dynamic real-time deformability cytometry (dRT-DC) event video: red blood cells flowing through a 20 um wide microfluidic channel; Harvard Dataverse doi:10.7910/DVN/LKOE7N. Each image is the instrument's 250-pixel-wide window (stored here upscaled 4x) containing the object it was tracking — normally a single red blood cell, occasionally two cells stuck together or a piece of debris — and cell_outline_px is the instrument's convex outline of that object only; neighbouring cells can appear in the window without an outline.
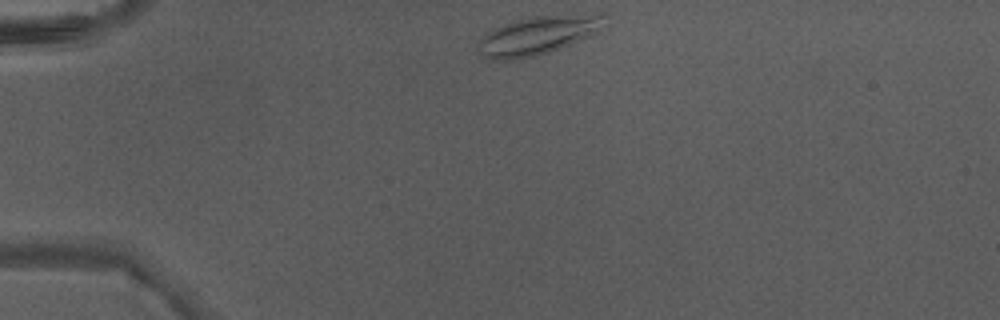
{"species": "Egyptian fruit bat (a non-hibernating species)", "species_latin": "Rousettus aegyptiacus", "temperature_condition": "warm", "stored_images_in_passage": 37, "camera_frame_rate_fps": 3000, "um_per_image_px": 0.085, "animal": {"sex": "male"}, "frame": {"image": 1, "passage_image": 1, "time_ms": 0.0, "image_size_px": [1000, 320], "cell_outline_px": [[604, 16], [600, 32], [560, 48], [536, 56], [512, 60], [492, 60], [476, 52], [476, 44], [488, 32], [512, 20], [528, 16], [600, 12], [604, 12]], "centroid_in_image_um": [45.73, 2.98], "position_along_channel_um": 39.3, "area_um2": 28.96}}
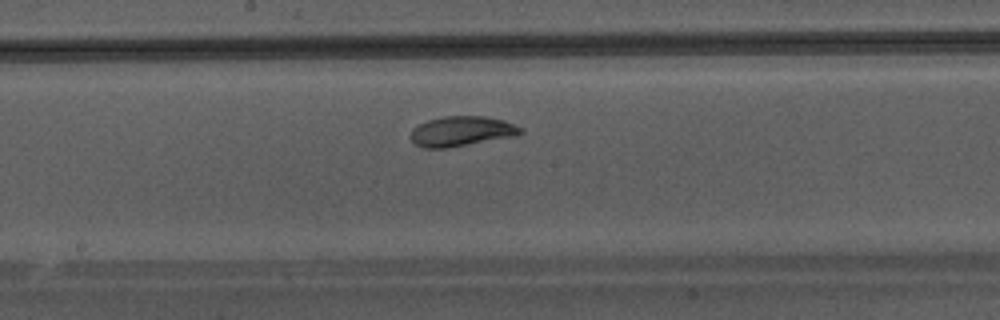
{"frame": {"image": 2, "passage_image": 16, "time_ms": 5.0, "image_size_px": [1000, 320], "cell_outline_px": [[524, 132], [512, 136], [448, 148], [424, 148], [416, 144], [408, 136], [412, 128], [428, 120], [444, 116], [484, 116], [504, 120], [524, 128]], "centroid_in_image_um": [39.21, 11.15], "position_along_channel_um": 209.0, "area_um2": 19.19}}
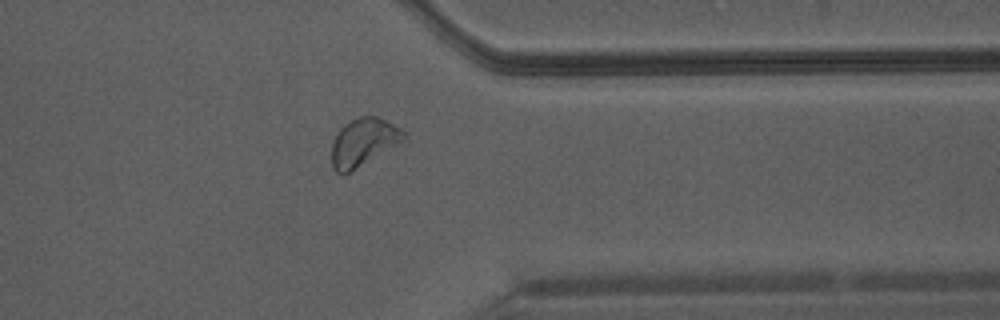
{"frame": {"image": 3, "passage_image": 28, "time_ms": 9.0, "image_size_px": [1000, 320], "cell_outline_px": [[408, 136], [404, 140], [348, 172], [336, 172], [332, 168], [332, 144], [336, 132], [348, 120], [360, 116], [376, 116], [404, 128]], "centroid_in_image_um": [30.9, 12.02], "position_along_channel_um": 380.5, "area_um2": 19.88}}